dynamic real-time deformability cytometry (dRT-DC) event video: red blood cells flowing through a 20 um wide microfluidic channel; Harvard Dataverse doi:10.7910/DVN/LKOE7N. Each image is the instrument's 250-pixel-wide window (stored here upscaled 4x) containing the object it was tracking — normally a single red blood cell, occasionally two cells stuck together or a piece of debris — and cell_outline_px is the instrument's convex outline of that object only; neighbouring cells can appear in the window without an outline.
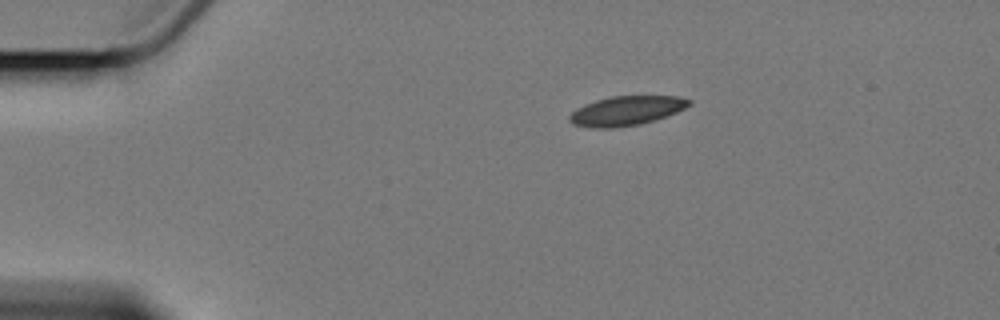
{"species": "Egyptian fruit bat (a non-hibernating species)", "species_latin": "Rousettus aegyptiacus", "temperature_condition": "cold", "stored_images_in_passage": 2, "camera_frame_rate_fps": 3000, "um_per_image_px": 0.085, "animal": {"sex": "female"}, "frame": {"image": 1, "passage_image": 1, "time_ms": 0.0, "image_size_px": [1000, 320], "cell_outline_px": [[692, 104], [676, 112], [640, 124], [616, 128], [596, 128], [572, 124], [568, 120], [568, 116], [576, 108], [584, 104], [596, 100], [612, 96], [676, 96], [692, 100]], "centroid_in_image_um": [53.2, 9.41], "position_along_channel_um": 31.8, "area_um2": 20.4}}